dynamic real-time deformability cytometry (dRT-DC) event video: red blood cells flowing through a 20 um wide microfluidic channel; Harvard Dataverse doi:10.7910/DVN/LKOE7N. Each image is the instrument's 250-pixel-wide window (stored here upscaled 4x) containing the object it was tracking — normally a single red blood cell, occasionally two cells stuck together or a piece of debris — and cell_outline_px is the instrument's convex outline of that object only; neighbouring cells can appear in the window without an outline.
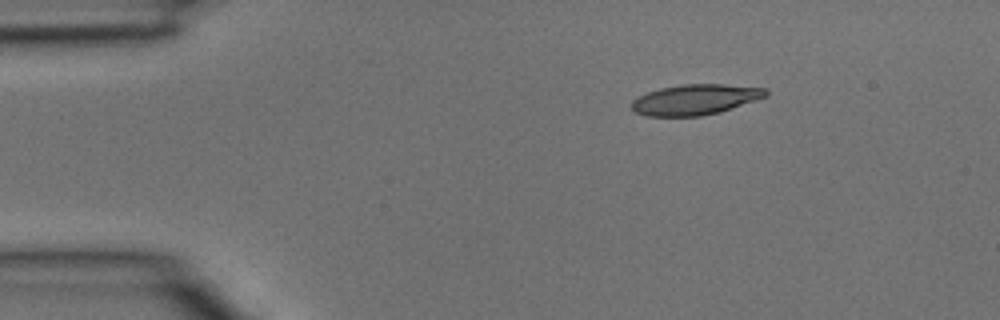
{"species": "common noctule bat (a hibernating species)", "species_latin": "Nyctalus noctula", "temperature_condition": "room temperature", "stored_images_in_passage": 31, "camera_frame_rate_fps": 3000, "um_per_image_px": 0.085, "animal": {"sex": "male", "body_mass_g": 15.6}, "frame": {"image": 1, "passage_image": 1, "time_ms": 0.0, "image_size_px": [1000, 320], "cell_outline_px": [[756, 96], [736, 104], [712, 112], [684, 116], [664, 116], [644, 112], [648, 96], [656, 92], [672, 88], [748, 88]], "centroid_in_image_um": [59.04, 8.55], "position_along_channel_um": 26.0, "area_um2": 16.99}}
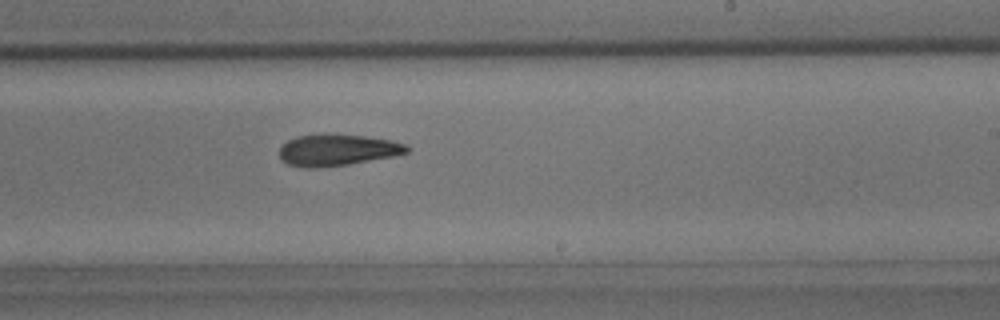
{"frame": {"image": 2, "passage_image": 18, "time_ms": 5.667, "image_size_px": [1000, 320], "cell_outline_px": [[404, 148], [400, 152], [328, 164], [308, 164], [292, 160], [284, 156], [284, 148], [288, 144], [300, 140], [332, 136], [336, 136], [376, 140], [392, 144]], "centroid_in_image_um": [28.63, 12.73], "position_along_channel_um": 260.4, "area_um2": 16.76}}
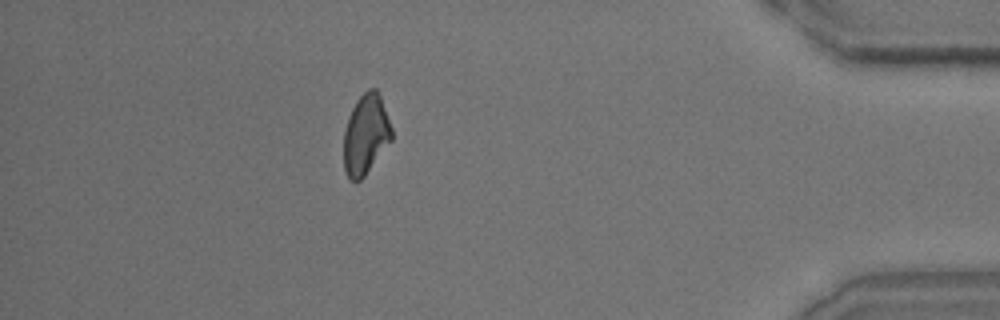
{"frame": {"image": 3, "passage_image": 29, "time_ms": 9.333, "image_size_px": [1000, 320], "cell_outline_px": [[392, 136], [364, 172], [356, 180], [348, 172], [344, 160], [344, 140], [348, 124], [352, 112], [356, 104], [364, 96], [376, 100], [380, 104], [392, 132]], "centroid_in_image_um": [31.04, 11.56], "position_along_channel_um": 404.2, "area_um2": 18.5}}